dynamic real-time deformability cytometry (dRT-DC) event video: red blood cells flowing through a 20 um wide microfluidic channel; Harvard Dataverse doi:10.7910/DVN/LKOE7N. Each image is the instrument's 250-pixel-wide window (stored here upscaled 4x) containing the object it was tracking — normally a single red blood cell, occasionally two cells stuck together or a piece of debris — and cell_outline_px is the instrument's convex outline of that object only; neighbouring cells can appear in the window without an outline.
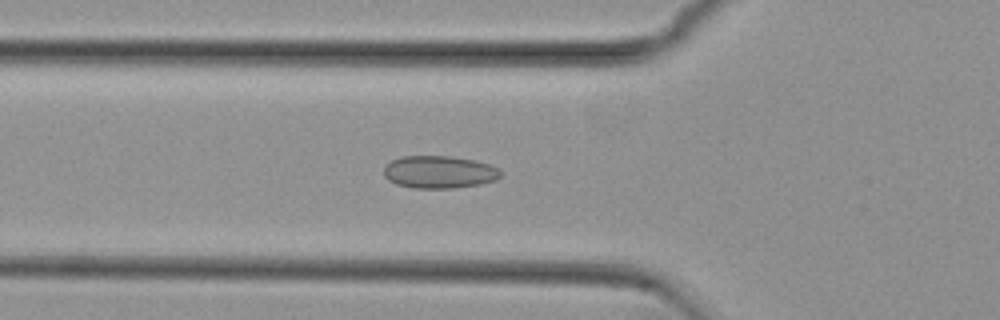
{"species": "common noctule bat (a hibernating species)", "species_latin": "Nyctalus noctula", "temperature_condition": "cold", "stored_images_in_passage": 52, "camera_frame_rate_fps": 3000, "um_per_image_px": 0.085, "animal": {"sex": "female", "body_mass_g": 29.2, "forearm_length_mm": 56.3}, "frame": {"image": 1, "passage_image": 17, "time_ms": 5.333, "image_size_px": [1000, 320], "cell_outline_px": [[500, 176], [496, 180], [480, 184], [452, 188], [412, 188], [396, 184], [388, 180], [384, 176], [384, 168], [392, 160], [400, 156], [452, 156], [472, 160], [488, 164], [496, 168], [500, 172]], "centroid_in_image_um": [37.29, 14.62], "position_along_channel_um": 88.5, "area_um2": 22.02}}
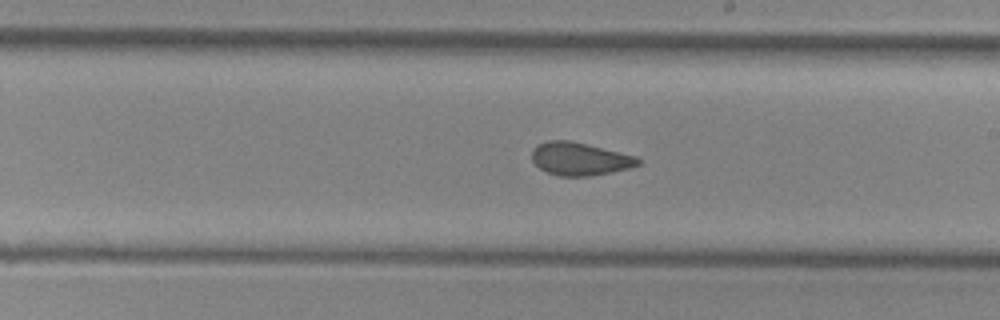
{"frame": {"image": 2, "passage_image": 29, "time_ms": 9.333, "image_size_px": [1000, 320], "cell_outline_px": [[640, 164], [632, 168], [592, 176], [560, 176], [548, 172], [540, 168], [532, 160], [532, 148], [536, 144], [548, 140], [568, 140], [636, 156], [640, 160]], "centroid_in_image_um": [49.27, 13.51], "position_along_channel_um": 239.7, "area_um2": 20.35}}
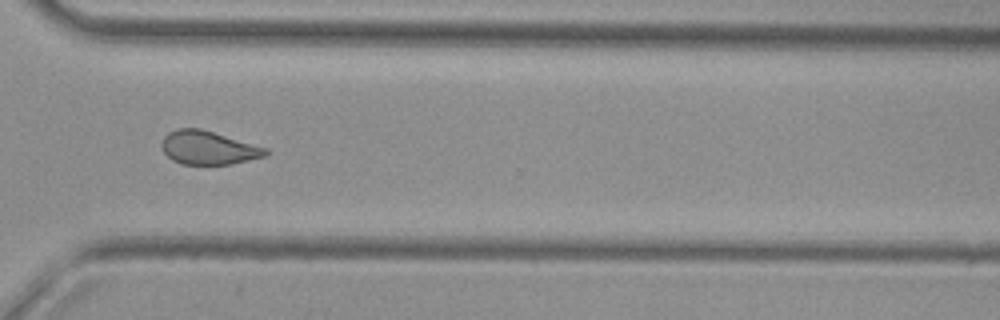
{"frame": {"image": 3, "passage_image": 38, "time_ms": 12.333, "image_size_px": [1000, 320], "cell_outline_px": [[268, 152], [264, 156], [248, 160], [228, 164], [180, 164], [172, 160], [164, 152], [164, 136], [168, 132], [176, 128], [200, 128], [268, 148]], "centroid_in_image_um": [17.71, 12.55], "position_along_channel_um": 352.9, "area_um2": 20.0}, "authors_computed_cell_mechanics": {"area_um2": 21.3282, "velocity_mm_per_s": 3.769, "shape_relaxation_time_tau1_ms": null, "shape_relaxation_time_tau2_ms": 2.0324, "deformation_change_tau1": null, "deformation_change_tau2": 0.0721}}